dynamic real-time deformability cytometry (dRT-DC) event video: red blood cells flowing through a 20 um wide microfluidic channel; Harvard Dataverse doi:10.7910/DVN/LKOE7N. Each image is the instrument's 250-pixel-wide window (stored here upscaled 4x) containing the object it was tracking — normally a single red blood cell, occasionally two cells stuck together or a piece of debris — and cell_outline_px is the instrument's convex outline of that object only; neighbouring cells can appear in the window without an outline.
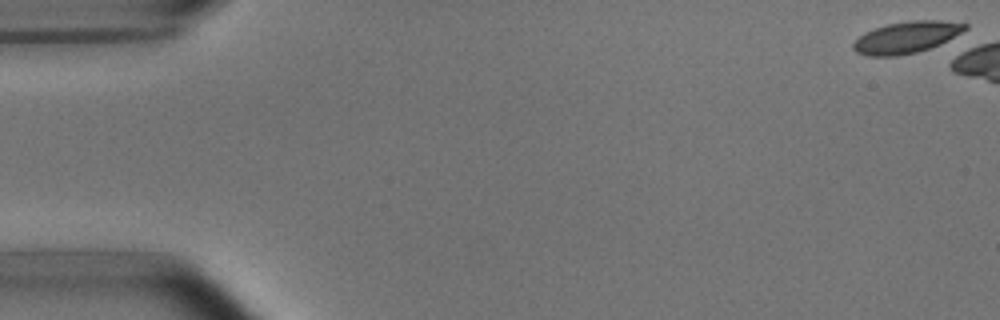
{"species": "common noctule bat (a hibernating species)", "species_latin": "Nyctalus noctula", "temperature_condition": "room temperature", "stored_images_in_passage": 1, "camera_frame_rate_fps": 3000, "um_per_image_px": 0.085, "animal": {"sex": "male", "body_mass_g": 15.6}, "frame": {"image": 1, "passage_image": 1, "time_ms": 0.0, "image_size_px": [1000, 320], "cell_outline_px": [[968, 28], [940, 44], [916, 52], [896, 56], [868, 56], [856, 52], [852, 48], [852, 44], [864, 32], [888, 24], [912, 20], [940, 20], [968, 24]], "centroid_in_image_um": [77.03, 3.17], "position_along_channel_um": 8.0, "area_um2": 20.4}}